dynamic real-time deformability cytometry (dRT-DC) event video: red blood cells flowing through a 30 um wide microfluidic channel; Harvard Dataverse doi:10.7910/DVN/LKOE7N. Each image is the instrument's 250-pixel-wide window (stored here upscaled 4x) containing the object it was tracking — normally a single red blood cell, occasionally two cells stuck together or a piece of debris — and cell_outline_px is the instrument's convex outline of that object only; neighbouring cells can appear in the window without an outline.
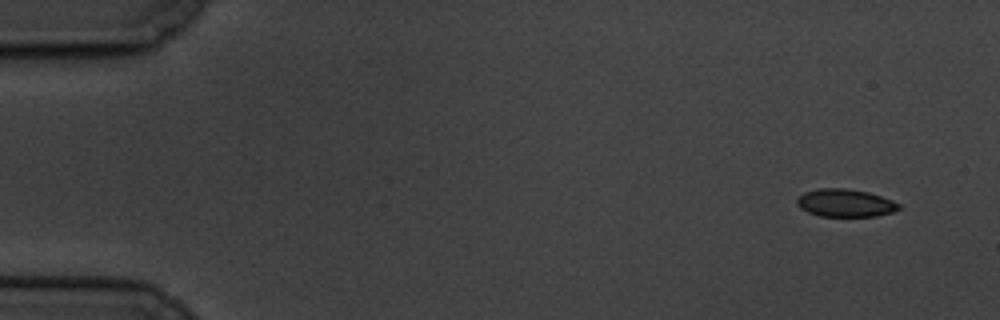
{"species": "common noctule bat (a hibernating species)", "species_latin": "Nyctalus noctula", "temperature_condition": "cold", "stored_images_in_passage": 5, "camera_frame_rate_fps": 3000, "um_per_image_px": 0.085, "animal": {"sex": "male", "body_mass_g": 19.5, "forearm_length_mm": 54.6}, "frame": {"image": 1, "passage_image": 1, "time_ms": 0.0, "image_size_px": [1000, 320], "cell_outline_px": [[900, 208], [892, 212], [876, 216], [820, 216], [808, 212], [800, 208], [796, 204], [796, 200], [804, 192], [820, 188], [844, 188], [868, 192], [892, 200], [900, 204]], "centroid_in_image_um": [71.83, 17.25], "position_along_channel_um": 13.2, "area_um2": 16.42}}
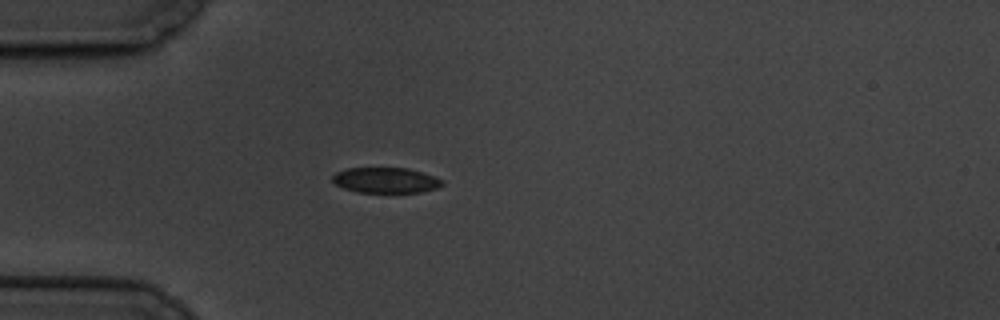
{"frame": {"image": 2, "passage_image": 5, "time_ms": 4.333, "image_size_px": [1000, 320], "cell_outline_px": [[444, 184], [436, 188], [420, 192], [356, 192], [344, 188], [336, 184], [332, 180], [332, 176], [336, 172], [348, 168], [408, 168], [444, 180]], "centroid_in_image_um": [32.77, 15.32], "position_along_channel_um": 52.2, "area_um2": 16.13}}